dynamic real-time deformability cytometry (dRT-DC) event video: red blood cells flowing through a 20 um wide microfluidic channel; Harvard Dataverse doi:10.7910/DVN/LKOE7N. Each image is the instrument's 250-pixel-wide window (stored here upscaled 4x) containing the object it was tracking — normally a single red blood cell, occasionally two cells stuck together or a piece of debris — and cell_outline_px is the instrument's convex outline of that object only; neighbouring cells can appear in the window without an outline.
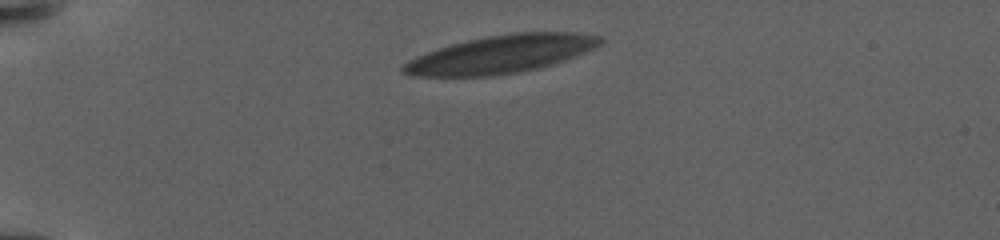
{"species": "human", "species_latin": "Homo sapiens", "temperature_condition": "warm", "stored_images_in_passage": 23, "camera_frame_rate_fps": 3000, "um_per_image_px": 0.085, "donor": {"sex": "female"}, "frame": {"image": 1, "passage_image": 1, "time_ms": 0.0, "image_size_px": [1000, 240], "cell_outline_px": [[604, 40], [596, 48], [576, 56], [552, 64], [520, 72], [492, 76], [412, 76], [404, 72], [400, 68], [408, 60], [416, 56], [452, 44], [468, 40], [488, 36], [516, 32], [572, 32], [600, 36]], "centroid_in_image_um": [42.61, 4.61], "position_along_channel_um": 42.4, "area_um2": 43.18}}
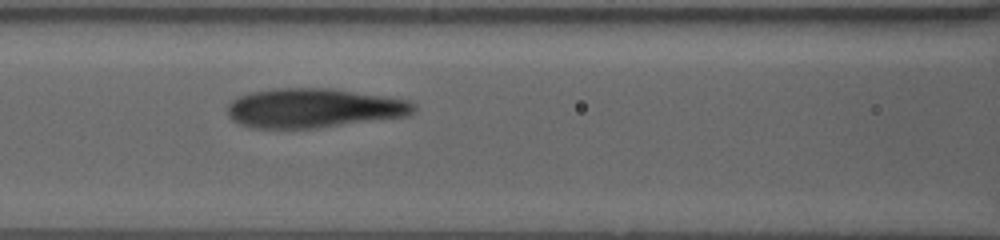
{"frame": {"image": 2, "passage_image": 15, "time_ms": 5.333, "image_size_px": [1000, 240], "cell_outline_px": [[416, 108], [408, 116], [320, 128], [248, 128], [232, 120], [228, 116], [228, 104], [236, 96], [252, 92], [276, 88], [332, 88], [408, 100], [416, 104]], "centroid_in_image_um": [26.64, 9.19], "position_along_channel_um": 140.0, "area_um2": 43.0}}
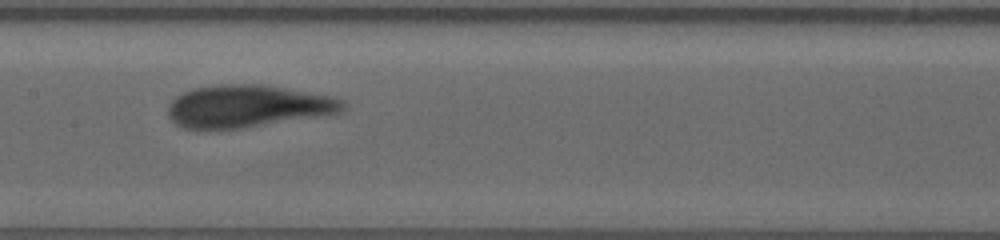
{"frame": {"image": 3, "passage_image": 22, "time_ms": 7.0, "image_size_px": [1000, 240], "cell_outline_px": [[344, 108], [340, 112], [244, 128], [204, 132], [200, 132], [184, 128], [176, 124], [168, 116], [168, 104], [176, 96], [192, 88], [220, 84], [260, 84], [332, 96], [340, 100], [344, 104]], "centroid_in_image_um": [20.92, 9.06], "position_along_channel_um": 186.5, "area_um2": 43.52}}